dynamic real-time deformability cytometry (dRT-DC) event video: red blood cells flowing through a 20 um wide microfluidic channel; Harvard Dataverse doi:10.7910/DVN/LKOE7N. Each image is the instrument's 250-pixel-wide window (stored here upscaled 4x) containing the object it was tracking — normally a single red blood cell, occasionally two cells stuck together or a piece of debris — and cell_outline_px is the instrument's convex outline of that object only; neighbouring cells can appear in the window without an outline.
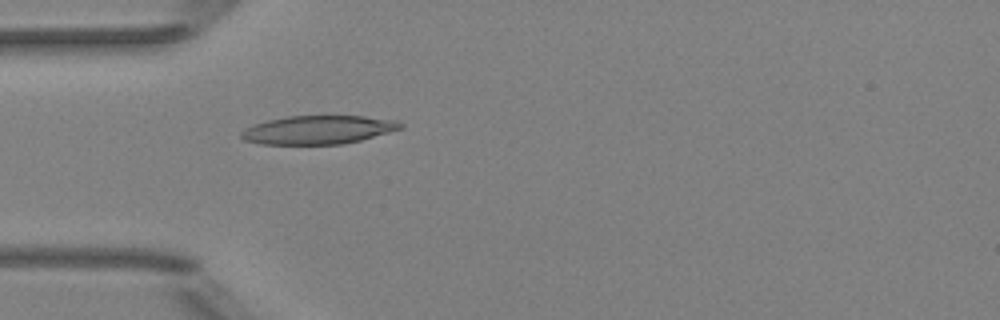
{"species": "Egyptian fruit bat (a non-hibernating species)", "species_latin": "Rousettus aegyptiacus", "temperature_condition": "room temperature", "stored_images_in_passage": 1, "camera_frame_rate_fps": 3000, "um_per_image_px": 0.085, "animal": {"sex": "female"}, "frame": {"image": 1, "passage_image": 1, "time_ms": 0.0, "image_size_px": [1000, 320], "cell_outline_px": [[404, 128], [360, 140], [344, 144], [260, 144], [244, 140], [240, 136], [240, 132], [244, 128], [268, 120], [288, 116], [364, 116], [396, 120], [404, 124]], "centroid_in_image_um": [27.06, 11.03], "position_along_channel_um": 57.9, "area_um2": 26.47}}